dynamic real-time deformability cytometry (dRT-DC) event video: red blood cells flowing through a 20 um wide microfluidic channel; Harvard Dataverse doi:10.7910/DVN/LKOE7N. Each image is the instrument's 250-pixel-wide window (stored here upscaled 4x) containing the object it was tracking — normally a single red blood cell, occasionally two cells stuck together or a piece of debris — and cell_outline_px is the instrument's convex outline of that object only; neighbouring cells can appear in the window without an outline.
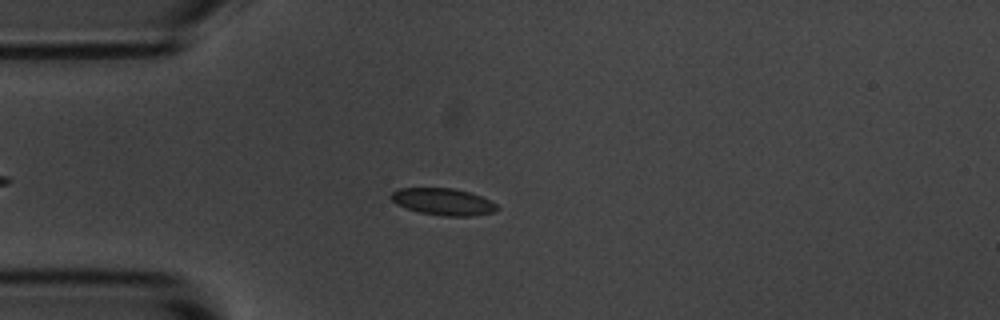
{"species": "common noctule bat (a hibernating species)", "species_latin": "Nyctalus noctula", "temperature_condition": "room temperature", "stored_images_in_passage": 55, "camera_frame_rate_fps": 3000, "um_per_image_px": 0.085, "animal": {"sex": "male", "body_mass_g": 20.1, "forearm_length_mm": 53.5}, "frame": {"image": 1, "passage_image": 14, "time_ms": 4.333, "image_size_px": [1000, 320], "cell_outline_px": [[500, 208], [496, 212], [472, 216], [444, 216], [420, 212], [396, 204], [388, 196], [392, 192], [400, 188], [452, 188], [468, 192], [480, 196], [496, 204]], "centroid_in_image_um": [37.67, 17.15], "position_along_channel_um": 47.3, "area_um2": 16.53}}
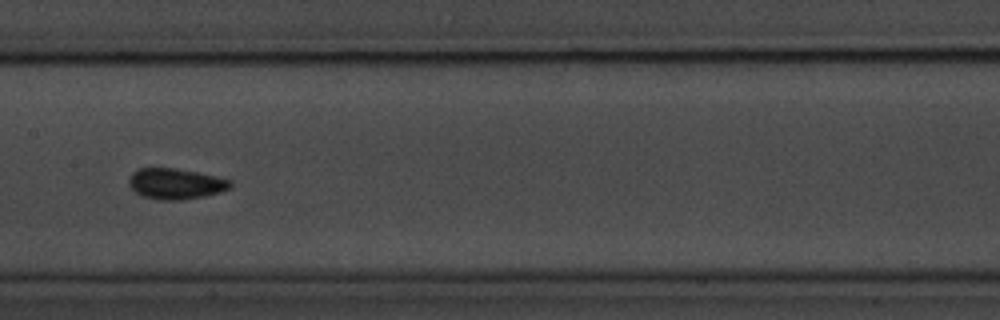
{"frame": {"image": 2, "passage_image": 27, "time_ms": 8.667, "image_size_px": [1000, 320], "cell_outline_px": [[232, 188], [220, 192], [204, 196], [180, 200], [160, 200], [144, 196], [136, 192], [128, 184], [128, 180], [132, 172], [140, 168], [176, 168], [216, 176], [232, 180]], "centroid_in_image_um": [14.95, 15.61], "position_along_channel_um": 192.4, "area_um2": 18.21}}
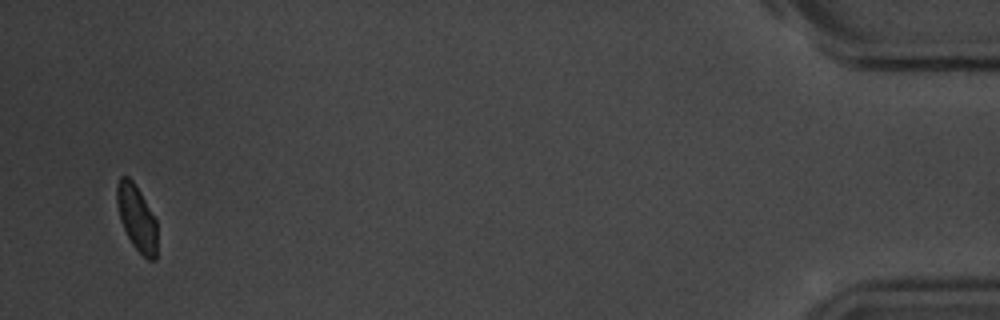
{"frame": {"image": 3, "passage_image": 53, "time_ms": 17.333, "image_size_px": [1000, 320], "cell_outline_px": [[156, 260], [148, 260], [132, 244], [120, 220], [116, 200], [116, 184], [120, 176], [128, 176], [132, 180], [140, 192], [156, 220]], "centroid_in_image_um": [11.6, 18.5], "position_along_channel_um": 423.6, "area_um2": 15.26}, "authors_computed_cell_mechanics": {"area_um2": 16.762, "velocity_mm_per_s": 3.6329, "shape_relaxation_time_tau1_ms": 2.1038, "shape_relaxation_time_tau2_ms": 1.0317, "deformation_change_tau1": 0.074, "deformation_change_tau2": 0.0509}}